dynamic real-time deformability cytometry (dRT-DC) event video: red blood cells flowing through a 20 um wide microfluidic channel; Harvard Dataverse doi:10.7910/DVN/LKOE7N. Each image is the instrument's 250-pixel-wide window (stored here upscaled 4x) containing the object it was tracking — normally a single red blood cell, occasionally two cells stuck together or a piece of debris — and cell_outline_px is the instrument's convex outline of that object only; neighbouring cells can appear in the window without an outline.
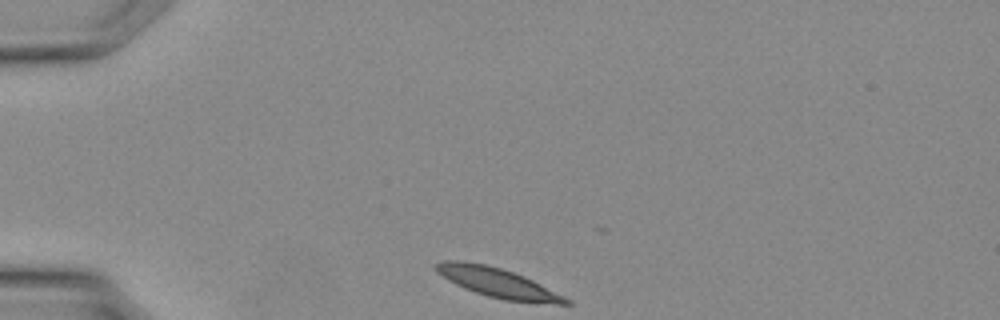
{"species": "Egyptian fruit bat (a non-hibernating species)", "species_latin": "Rousettus aegyptiacus", "temperature_condition": "warm", "stored_images_in_passage": 29, "camera_frame_rate_fps": 3000, "um_per_image_px": 0.085, "animal": {"sex": "female"}, "frame": {"image": 1, "passage_image": 1, "time_ms": 0.0, "image_size_px": [1000, 320], "cell_outline_px": [[572, 304], [556, 304], [504, 300], [488, 296], [464, 288], [448, 280], [436, 272], [436, 264], [444, 260], [460, 260], [484, 264], [500, 268], [524, 276], [572, 300]], "centroid_in_image_um": [42.31, 24.03], "position_along_channel_um": 42.7, "area_um2": 22.02}}
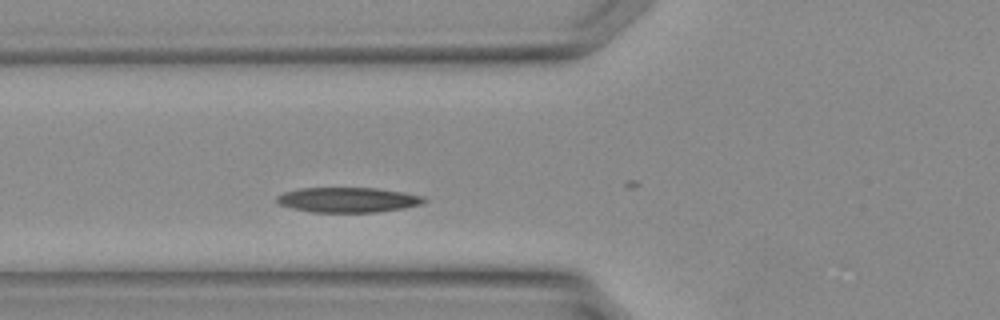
{"frame": {"image": 2, "passage_image": 6, "time_ms": 1.667, "image_size_px": [1000, 320], "cell_outline_px": [[428, 200], [424, 204], [404, 208], [376, 212], [312, 212], [292, 208], [280, 204], [276, 200], [276, 196], [284, 192], [300, 188], [376, 188], [404, 192], [424, 196]], "centroid_in_image_um": [29.62, 16.98], "position_along_channel_um": 96.2, "area_um2": 21.56}}
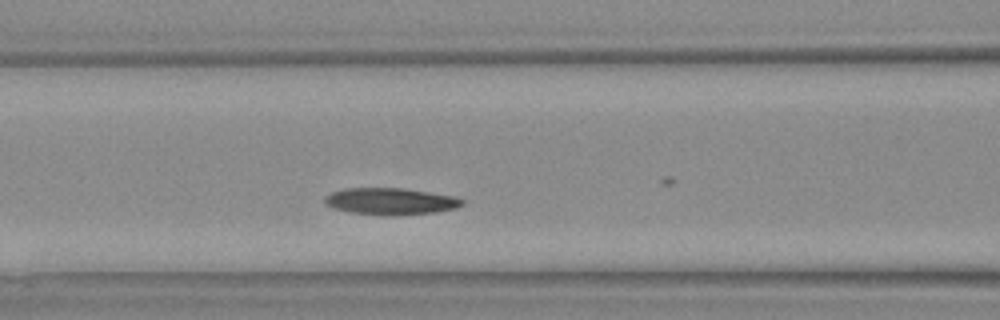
{"frame": {"image": 3, "passage_image": 8, "time_ms": 2.333, "image_size_px": [1000, 320], "cell_outline_px": [[464, 204], [456, 208], [436, 212], [392, 216], [380, 216], [352, 212], [332, 208], [324, 204], [324, 196], [332, 192], [344, 188], [400, 188], [456, 196], [464, 200]], "centroid_in_image_um": [33.18, 17.12], "position_along_channel_um": 133.4, "area_um2": 21.68}}